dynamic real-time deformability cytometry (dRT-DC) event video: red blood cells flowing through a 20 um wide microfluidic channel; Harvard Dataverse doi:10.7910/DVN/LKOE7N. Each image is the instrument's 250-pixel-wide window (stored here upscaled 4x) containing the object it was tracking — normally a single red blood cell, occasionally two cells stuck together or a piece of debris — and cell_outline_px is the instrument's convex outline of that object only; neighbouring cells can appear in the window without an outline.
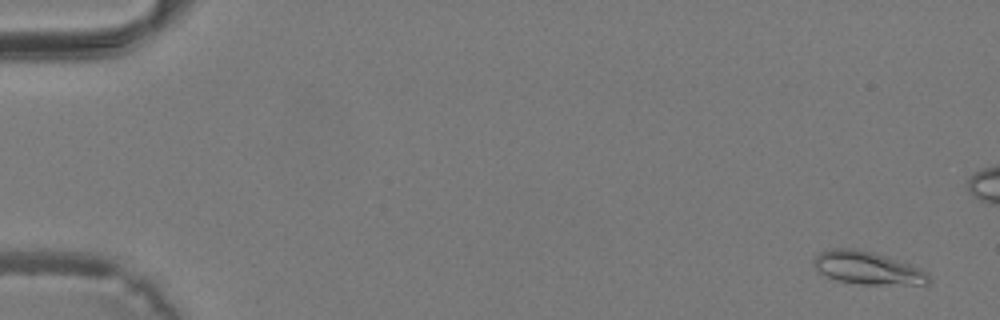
{"species": "common noctule bat (a hibernating species)", "species_latin": "Nyctalus noctula", "temperature_condition": "warm", "stored_images_in_passage": 42, "camera_frame_rate_fps": 3000, "um_per_image_px": 0.085, "animal": {"sex": "male", "body_mass_g": 19.2, "forearm_length_mm": 51.8}, "frame": {"image": 1, "passage_image": 2, "time_ms": 0.333, "image_size_px": [1000, 320], "cell_outline_px": [[928, 284], [860, 284], [836, 280], [820, 272], [812, 264], [812, 260], [820, 252], [832, 248], [852, 248], [872, 252], [920, 268], [928, 272]], "centroid_in_image_um": [73.69, 22.77], "position_along_channel_um": 11.3, "area_um2": 21.62}}
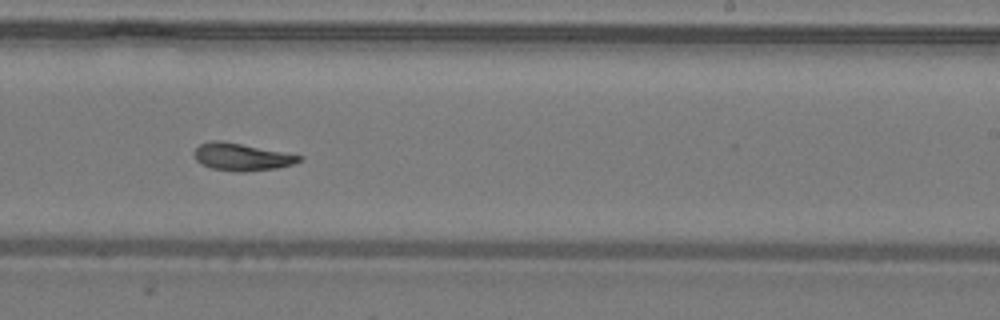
{"frame": {"image": 2, "passage_image": 26, "time_ms": 8.333, "image_size_px": [1000, 320], "cell_outline_px": [[304, 160], [292, 164], [276, 168], [244, 172], [236, 172], [212, 168], [200, 164], [196, 160], [192, 152], [200, 144], [212, 140], [220, 140], [304, 156]], "centroid_in_image_um": [20.52, 13.34], "position_along_channel_um": 268.5, "area_um2": 16.76}}
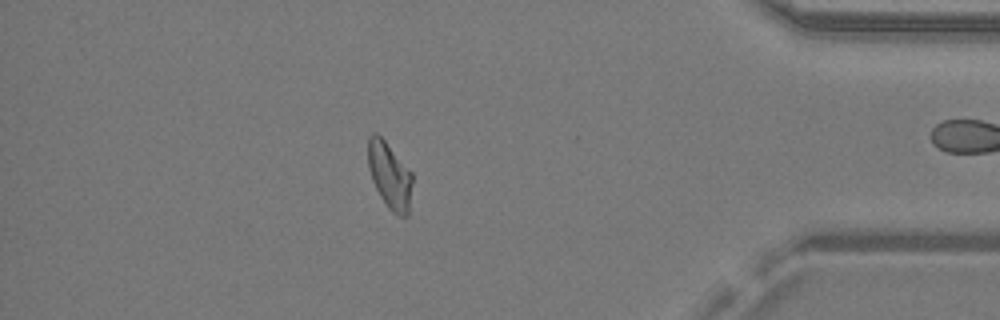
{"frame": {"image": 3, "passage_image": 36, "time_ms": 11.667, "image_size_px": [1000, 320], "cell_outline_px": [[412, 184], [408, 216], [396, 216], [388, 208], [380, 196], [372, 180], [368, 168], [368, 136], [372, 132], [376, 132], [384, 140], [412, 172]], "centroid_in_image_um": [33.11, 14.92], "position_along_channel_um": 402.1, "area_um2": 17.22}}